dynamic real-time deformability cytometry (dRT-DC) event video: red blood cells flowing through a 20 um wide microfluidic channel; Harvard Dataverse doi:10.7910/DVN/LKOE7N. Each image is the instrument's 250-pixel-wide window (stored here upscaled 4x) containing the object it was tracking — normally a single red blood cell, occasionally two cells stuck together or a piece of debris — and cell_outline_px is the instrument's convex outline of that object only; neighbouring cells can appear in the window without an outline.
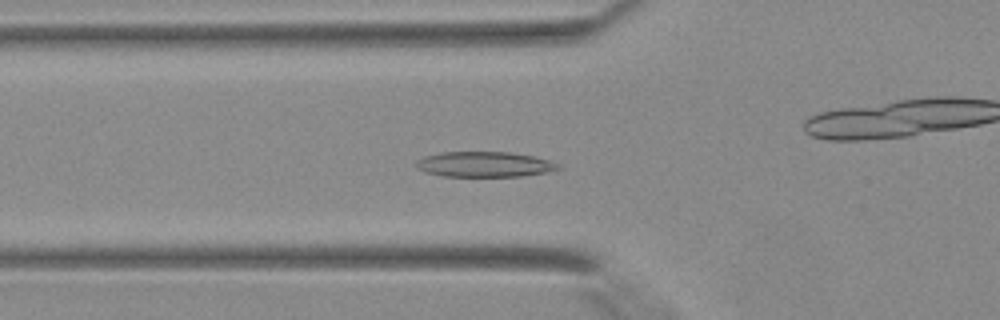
{"species": "Egyptian fruit bat (a non-hibernating species)", "species_latin": "Rousettus aegyptiacus", "temperature_condition": "warm", "stored_images_in_passage": 8, "camera_frame_rate_fps": 3000, "um_per_image_px": 0.085, "animal": {"sex": "female"}, "frame": {"image": 1, "passage_image": 5, "time_ms": 1.333, "image_size_px": [1000, 320], "cell_outline_px": [[564, 168], [548, 172], [524, 176], [444, 176], [428, 172], [416, 168], [416, 160], [424, 156], [440, 152], [508, 152], [532, 156], [548, 160], [560, 164]], "centroid_in_image_um": [41.21, 13.97], "position_along_channel_um": 84.6, "area_um2": 20.98}}
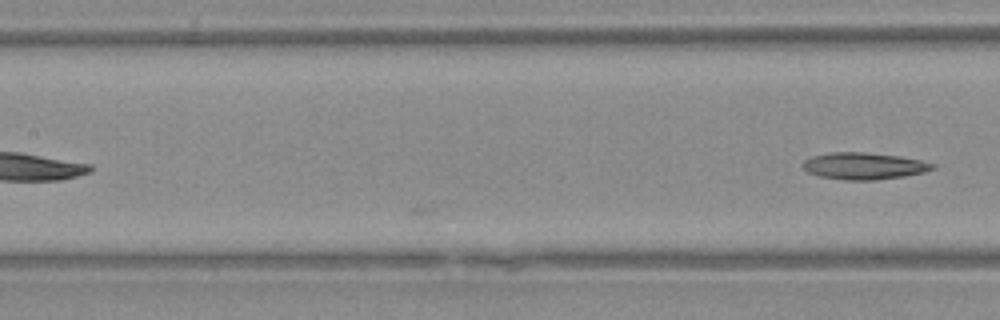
{"frame": {"image": 2, "passage_image": 8, "time_ms": 2.333, "image_size_px": [1000, 320], "cell_outline_px": [[936, 168], [924, 172], [904, 176], [876, 180], [844, 180], [820, 176], [808, 172], [800, 164], [804, 160], [812, 156], [828, 152], [864, 152], [900, 156], [920, 160], [936, 164]], "centroid_in_image_um": [73.43, 14.1], "position_along_channel_um": 134.0, "area_um2": 20.4}}